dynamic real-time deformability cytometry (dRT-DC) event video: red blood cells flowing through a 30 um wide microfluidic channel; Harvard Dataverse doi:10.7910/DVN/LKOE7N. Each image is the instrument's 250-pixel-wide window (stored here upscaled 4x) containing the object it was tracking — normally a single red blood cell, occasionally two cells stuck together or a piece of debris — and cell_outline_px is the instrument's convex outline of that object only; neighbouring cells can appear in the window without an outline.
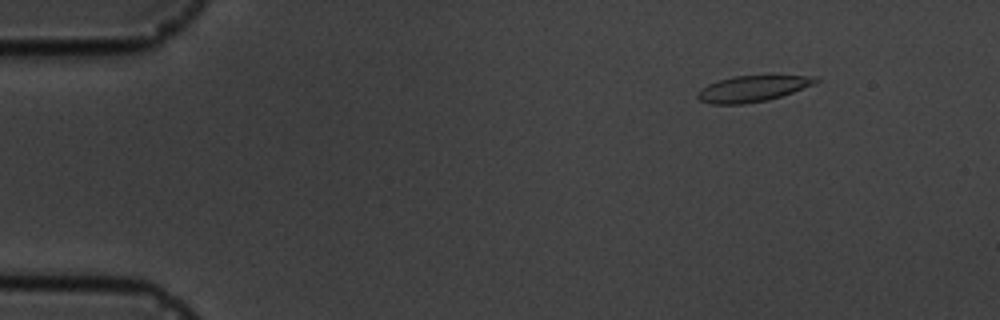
{"species": "common noctule bat (a hibernating species)", "species_latin": "Nyctalus noctula", "temperature_condition": "cold", "stored_images_in_passage": 4, "camera_frame_rate_fps": 3000, "um_per_image_px": 0.085, "animal": {"sex": "male", "body_mass_g": 19.5, "forearm_length_mm": 54.6}, "frame": {"image": 1, "passage_image": 1, "time_ms": 0.0, "image_size_px": [1000, 320], "cell_outline_px": [[820, 80], [816, 84], [768, 100], [744, 104], [712, 104], [700, 100], [696, 96], [696, 92], [708, 84], [720, 80], [736, 76], [816, 76]], "centroid_in_image_um": [63.97, 7.54], "position_along_channel_um": 21.0, "area_um2": 17.74}}
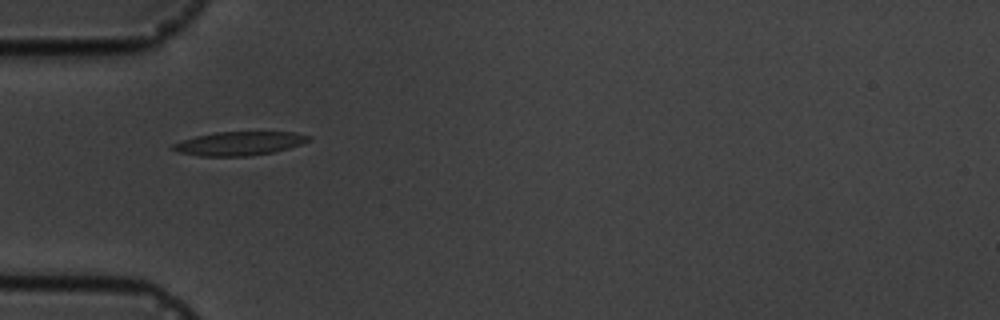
{"frame": {"image": 2, "passage_image": 4, "time_ms": 3.667, "image_size_px": [1000, 320], "cell_outline_px": [[312, 140], [288, 148], [272, 152], [248, 156], [200, 156], [180, 152], [168, 148], [172, 144], [196, 136], [216, 132], [292, 132], [312, 136]], "centroid_in_image_um": [20.34, 12.19], "position_along_channel_um": 64.7, "area_um2": 18.67}}